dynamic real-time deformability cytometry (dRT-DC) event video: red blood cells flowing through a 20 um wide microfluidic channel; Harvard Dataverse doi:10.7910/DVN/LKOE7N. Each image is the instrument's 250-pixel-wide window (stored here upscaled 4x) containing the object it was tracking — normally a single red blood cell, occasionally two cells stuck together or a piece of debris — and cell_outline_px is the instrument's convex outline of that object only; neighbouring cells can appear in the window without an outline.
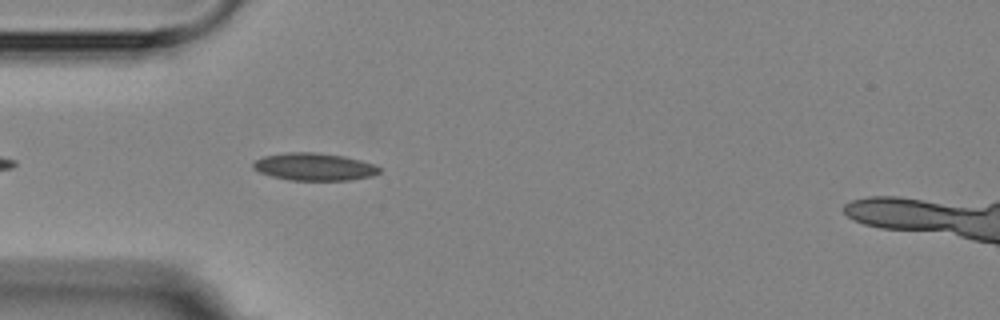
{"species": "Egyptian fruit bat (a non-hibernating species)", "species_latin": "Rousettus aegyptiacus", "temperature_condition": "room temperature", "stored_images_in_passage": 4, "camera_frame_rate_fps": 3000, "um_per_image_px": 0.085, "animal": {"sex": "female"}, "frame": {"image": 1, "passage_image": 4, "time_ms": 3.333, "image_size_px": [1000, 320], "cell_outline_px": [[380, 172], [372, 176], [348, 180], [292, 180], [272, 176], [260, 172], [252, 168], [252, 164], [256, 160], [264, 156], [288, 152], [316, 152], [344, 156], [360, 160], [372, 164], [380, 168]], "centroid_in_image_um": [26.7, 14.17], "position_along_channel_um": 58.3, "area_um2": 20.06}}